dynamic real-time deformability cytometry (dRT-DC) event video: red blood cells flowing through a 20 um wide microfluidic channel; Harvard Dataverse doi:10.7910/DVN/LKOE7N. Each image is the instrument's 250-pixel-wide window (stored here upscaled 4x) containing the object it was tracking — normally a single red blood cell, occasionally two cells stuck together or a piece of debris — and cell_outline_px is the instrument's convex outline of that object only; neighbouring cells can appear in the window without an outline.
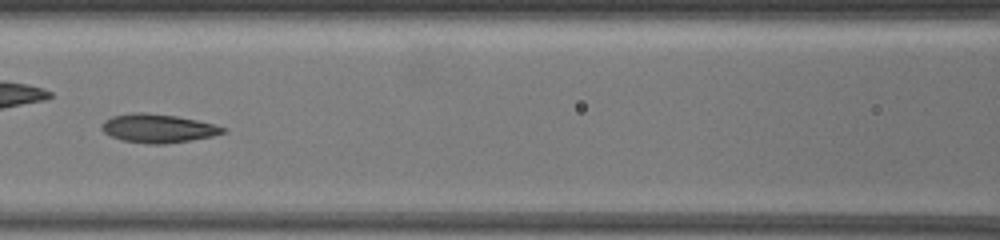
{"species": "common noctule bat (a hibernating species)", "species_latin": "Nyctalus noctula", "temperature_condition": "warm", "stored_images_in_passage": 38, "camera_frame_rate_fps": 3000, "um_per_image_px": 0.085, "animal": {"sex": "female", "body_mass_g": 19.5, "forearm_length_mm": 54.1}, "frame": {"image": 1, "passage_image": 5, "time_ms": 2.0, "image_size_px": [1000, 240], "cell_outline_px": [[228, 132], [212, 136], [164, 144], [148, 144], [120, 140], [104, 132], [100, 128], [100, 124], [104, 120], [112, 116], [132, 112], [144, 112], [176, 116], [216, 124], [228, 128]], "centroid_in_image_um": [13.42, 10.9], "position_along_channel_um": 153.2, "area_um2": 20.4}, "authors_computed_cell_mechanics": {"area_um2": 19.7098, "velocity_mm_per_s": 4.154, "shape_relaxation_time_tau1_ms": 7.8131, "shape_relaxation_time_tau2_ms": 1.3766, "deformation_change_tau1": 0.1984, "deformation_change_tau2": 0.0783}}